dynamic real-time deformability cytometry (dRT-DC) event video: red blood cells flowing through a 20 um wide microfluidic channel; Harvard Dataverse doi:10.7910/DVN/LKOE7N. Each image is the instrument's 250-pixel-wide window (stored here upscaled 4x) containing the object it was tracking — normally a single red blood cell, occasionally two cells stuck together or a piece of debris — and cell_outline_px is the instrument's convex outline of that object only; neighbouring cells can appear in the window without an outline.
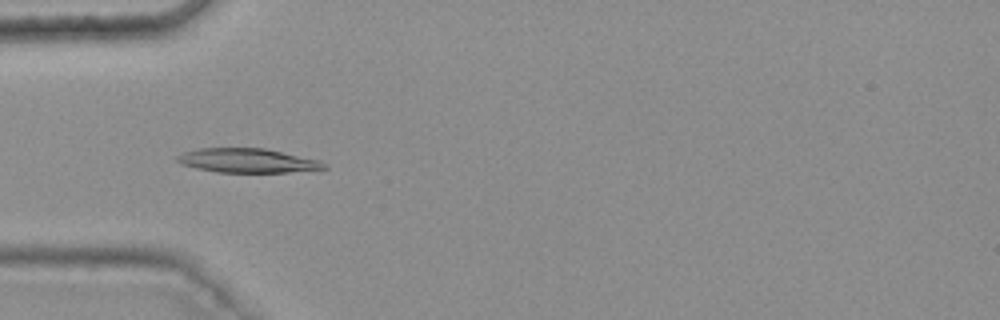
{"species": "common noctule bat (a hibernating species)", "species_latin": "Nyctalus noctula", "temperature_condition": "warm", "stored_images_in_passage": 47, "camera_frame_rate_fps": 3000, "um_per_image_px": 0.085, "animal": {"sex": "female", "body_mass_g": 25.1}, "frame": {"image": 1, "passage_image": 17, "time_ms": 5.333, "image_size_px": [1000, 320], "cell_outline_px": [[328, 168], [320, 172], [216, 172], [196, 168], [180, 164], [176, 160], [176, 156], [184, 152], [200, 148], [264, 148], [320, 160], [328, 164]], "centroid_in_image_um": [21.15, 13.67], "position_along_channel_um": 63.8, "area_um2": 21.15}}
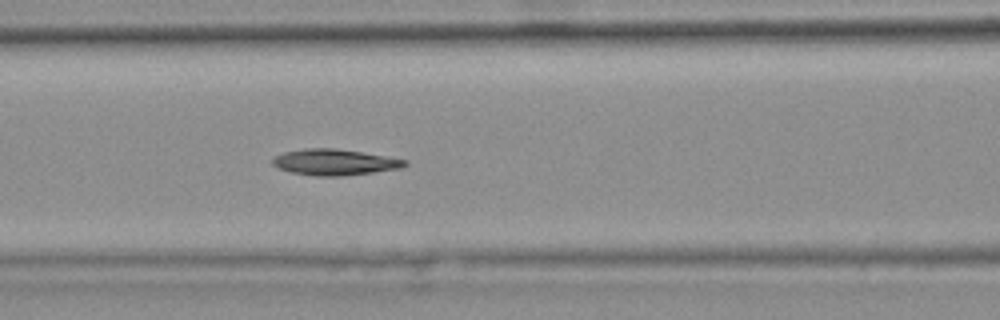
{"frame": {"image": 2, "passage_image": 23, "time_ms": 7.333, "image_size_px": [1000, 320], "cell_outline_px": [[408, 164], [400, 168], [372, 172], [340, 176], [316, 176], [288, 172], [272, 164], [272, 160], [276, 156], [284, 152], [308, 148], [332, 148], [360, 152], [408, 160]], "centroid_in_image_um": [28.42, 13.79], "position_along_channel_um": 138.2, "area_um2": 19.77}}
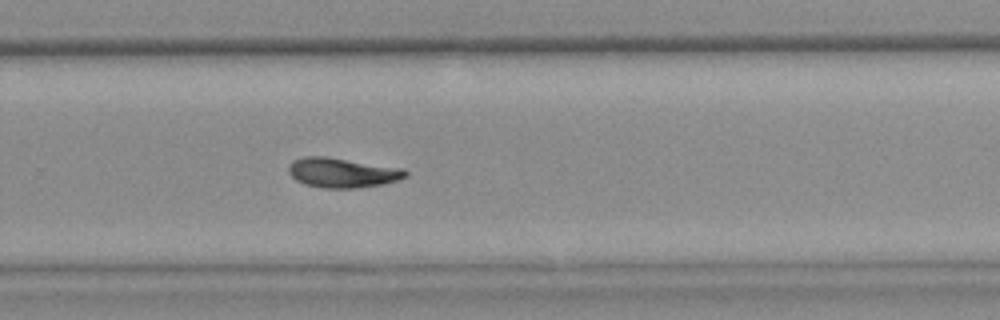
{"frame": {"image": 3, "passage_image": 36, "time_ms": 11.667, "image_size_px": [1000, 320], "cell_outline_px": [[408, 176], [400, 180], [384, 184], [352, 188], [324, 188], [304, 184], [296, 180], [288, 172], [288, 164], [292, 160], [304, 156], [328, 156], [404, 168], [408, 172]], "centroid_in_image_um": [29.11, 14.66], "position_along_channel_um": 300.7, "area_um2": 20.63}, "authors_computed_cell_mechanics": {"area_um2": 19.9988, "velocity_mm_per_s": 3.7649, "shape_relaxation_time_tau1_ms": 11.1615, "shape_relaxation_time_tau2_ms": null, "deformation_change_tau1": 0.2463, "deformation_change_tau2": null}}